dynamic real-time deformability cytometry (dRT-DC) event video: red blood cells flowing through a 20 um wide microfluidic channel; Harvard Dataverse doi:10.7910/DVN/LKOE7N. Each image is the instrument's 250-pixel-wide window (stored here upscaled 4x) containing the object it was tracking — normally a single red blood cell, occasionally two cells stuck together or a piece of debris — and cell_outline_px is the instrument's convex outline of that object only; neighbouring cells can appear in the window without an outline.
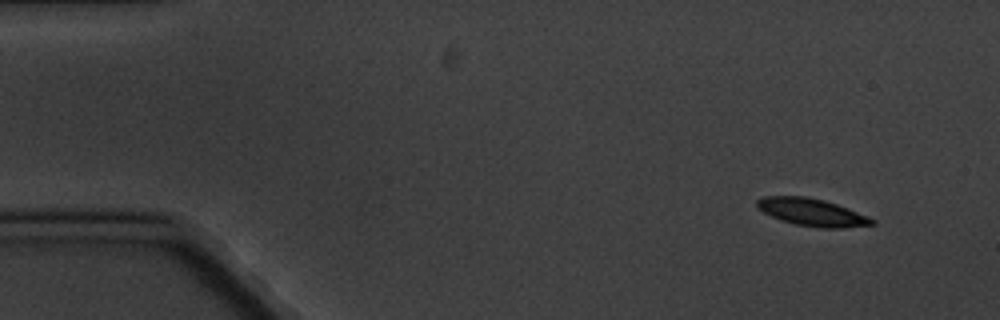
{"species": "common noctule bat (a hibernating species)", "species_latin": "Nyctalus noctula", "temperature_condition": "cold", "stored_images_in_passage": 10, "camera_frame_rate_fps": 3000, "um_per_image_px": 0.085, "animal": {"sex": "male", "body_mass_g": 20.1, "forearm_length_mm": 53.5}, "frame": {"image": 1, "passage_image": 1, "time_ms": 0.0, "image_size_px": [1000, 320], "cell_outline_px": [[876, 224], [844, 228], [820, 228], [796, 224], [780, 220], [756, 208], [756, 200], [764, 196], [804, 196], [824, 200], [848, 208], [868, 216], [876, 220]], "centroid_in_image_um": [69.03, 18.04], "position_along_channel_um": 16.0, "area_um2": 18.44}}
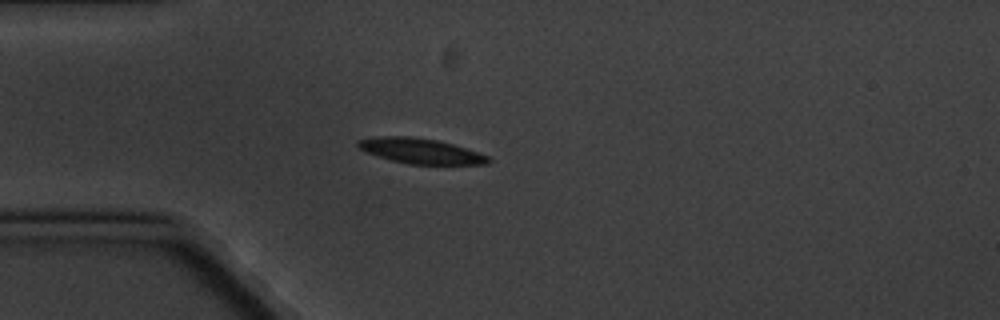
{"frame": {"image": 2, "passage_image": 4, "time_ms": 3.667, "image_size_px": [1000, 320], "cell_outline_px": [[492, 160], [488, 164], [408, 164], [392, 160], [368, 152], [360, 148], [356, 144], [360, 140], [388, 136], [408, 136], [436, 140], [452, 144], [488, 156]], "centroid_in_image_um": [35.8, 12.84], "position_along_channel_um": 49.2, "area_um2": 18.55}}
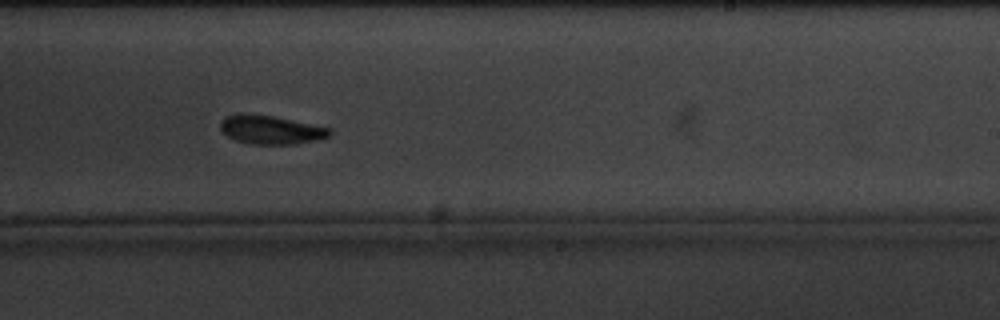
{"frame": {"image": 3, "passage_image": 10, "time_ms": 10.667, "image_size_px": [1000, 320], "cell_outline_px": [[332, 132], [328, 136], [316, 140], [292, 144], [252, 144], [236, 140], [228, 136], [220, 128], [220, 124], [228, 116], [240, 112], [272, 116], [332, 128]], "centroid_in_image_um": [23.03, 11.02], "position_along_channel_um": 266.0, "area_um2": 18.03}}